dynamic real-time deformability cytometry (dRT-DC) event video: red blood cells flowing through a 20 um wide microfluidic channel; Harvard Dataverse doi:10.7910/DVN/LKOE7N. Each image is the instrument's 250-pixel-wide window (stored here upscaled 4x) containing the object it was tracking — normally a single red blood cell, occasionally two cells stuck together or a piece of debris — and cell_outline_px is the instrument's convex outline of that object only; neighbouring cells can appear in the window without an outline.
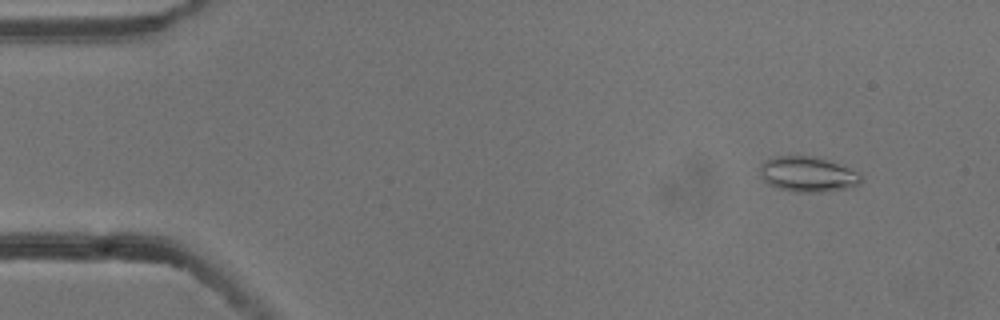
{"species": "common noctule bat (a hibernating species)", "species_latin": "Nyctalus noctula", "temperature_condition": "cold", "stored_images_in_passage": 4, "camera_frame_rate_fps": 3000, "um_per_image_px": 0.085, "animal": {"sex": "male", "body_mass_g": 13.3}, "frame": {"image": 1, "passage_image": 1, "time_ms": 0.0, "image_size_px": [1000, 320], "cell_outline_px": [[864, 180], [860, 184], [844, 188], [820, 192], [792, 192], [776, 188], [768, 184], [760, 176], [760, 164], [764, 160], [772, 156], [816, 156], [860, 172]], "centroid_in_image_um": [68.63, 14.81], "position_along_channel_um": 16.4, "area_um2": 21.04}}